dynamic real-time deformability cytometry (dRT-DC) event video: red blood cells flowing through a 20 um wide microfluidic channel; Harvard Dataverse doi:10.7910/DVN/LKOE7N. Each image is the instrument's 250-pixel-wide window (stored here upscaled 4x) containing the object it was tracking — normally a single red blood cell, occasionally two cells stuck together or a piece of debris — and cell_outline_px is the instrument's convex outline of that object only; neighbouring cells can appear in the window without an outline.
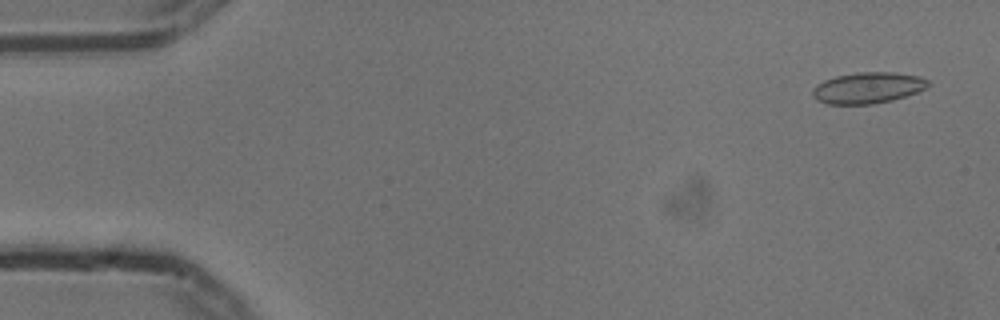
{"species": "common noctule bat (a hibernating species)", "species_latin": "Nyctalus noctula", "temperature_condition": "cold", "stored_images_in_passage": 55, "camera_frame_rate_fps": 3000, "um_per_image_px": 0.085, "animal": {"sex": "male", "body_mass_g": 13.3}, "frame": {"image": 1, "passage_image": 3, "time_ms": 0.667, "image_size_px": [1000, 320], "cell_outline_px": [[932, 84], [916, 92], [892, 100], [872, 104], [828, 104], [816, 100], [812, 96], [812, 88], [816, 84], [824, 80], [836, 76], [856, 72], [892, 72], [920, 76], [928, 80]], "centroid_in_image_um": [73.73, 7.46], "position_along_channel_um": 11.3, "area_um2": 21.04}}
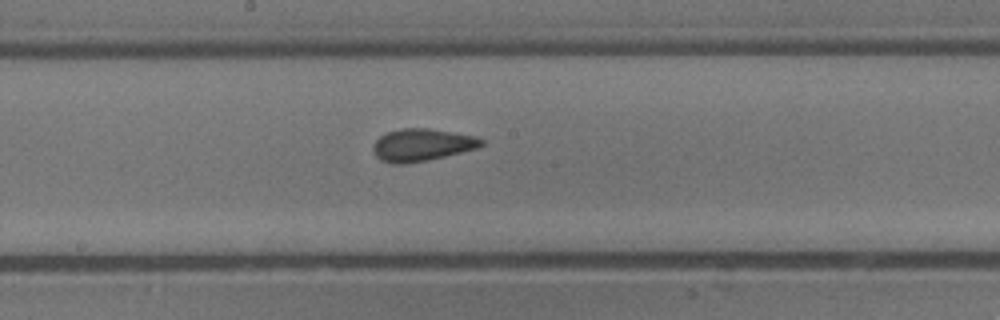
{"frame": {"image": 2, "passage_image": 29, "time_ms": 9.333, "image_size_px": [1000, 320], "cell_outline_px": [[484, 144], [476, 148], [428, 160], [404, 164], [392, 164], [380, 160], [376, 156], [372, 148], [376, 140], [380, 136], [388, 132], [400, 128], [428, 128], [476, 136], [484, 140]], "centroid_in_image_um": [35.84, 12.32], "position_along_channel_um": 212.4, "area_um2": 20.35}}
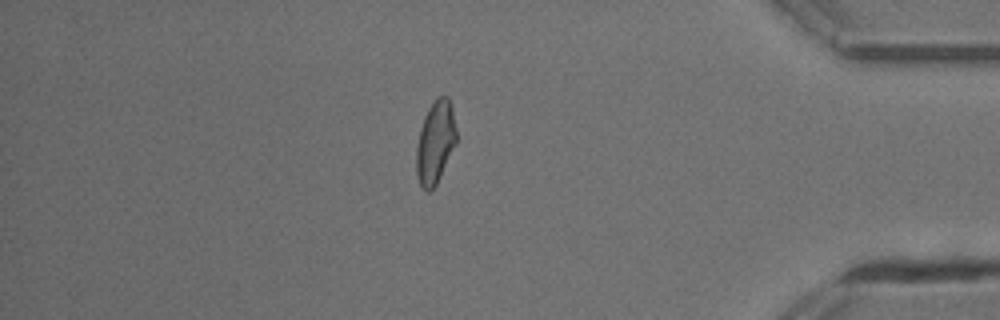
{"frame": {"image": 3, "passage_image": 47, "time_ms": 15.333, "image_size_px": [1000, 320], "cell_outline_px": [[456, 144], [436, 184], [428, 192], [420, 184], [416, 172], [416, 148], [420, 128], [424, 116], [428, 108], [436, 96], [448, 96], [452, 108], [456, 128]], "centroid_in_image_um": [37.0, 12.05], "position_along_channel_um": 398.2, "area_um2": 19.25}, "authors_computed_cell_mechanics": {"area_um2": 19.8832, "velocity_mm_per_s": 3.7385, "shape_relaxation_time_tau1_ms": null, "shape_relaxation_time_tau2_ms": 1.4183, "deformation_change_tau1": null, "deformation_change_tau2": 0.0831}}